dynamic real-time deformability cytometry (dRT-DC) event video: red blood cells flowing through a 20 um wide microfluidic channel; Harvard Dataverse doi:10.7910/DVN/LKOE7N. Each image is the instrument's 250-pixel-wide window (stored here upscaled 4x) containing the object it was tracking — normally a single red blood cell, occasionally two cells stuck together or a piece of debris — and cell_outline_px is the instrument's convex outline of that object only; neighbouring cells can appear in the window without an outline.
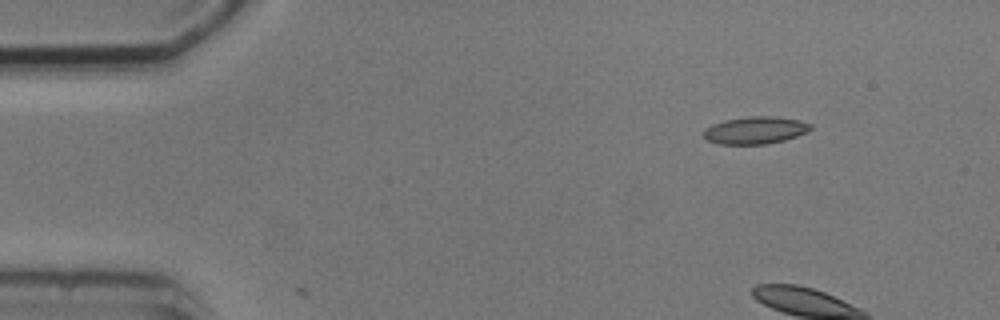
{"species": "common noctule bat (a hibernating species)", "species_latin": "Nyctalus noctula", "temperature_condition": "cold", "stored_images_in_passage": 5, "camera_frame_rate_fps": 3000, "um_per_image_px": 0.085, "animal": {"sex": "male", "body_mass_g": 20.5, "forearm_length_mm": 52.5}, "frame": {"image": 1, "passage_image": 2, "time_ms": 1.333, "image_size_px": [1000, 320], "cell_outline_px": [[812, 128], [808, 132], [784, 140], [768, 144], [716, 144], [708, 140], [704, 136], [704, 128], [712, 124], [724, 120], [748, 116], [772, 116], [800, 120], [812, 124]], "centroid_in_image_um": [64.2, 11.07], "position_along_channel_um": 20.8, "area_um2": 17.17}}